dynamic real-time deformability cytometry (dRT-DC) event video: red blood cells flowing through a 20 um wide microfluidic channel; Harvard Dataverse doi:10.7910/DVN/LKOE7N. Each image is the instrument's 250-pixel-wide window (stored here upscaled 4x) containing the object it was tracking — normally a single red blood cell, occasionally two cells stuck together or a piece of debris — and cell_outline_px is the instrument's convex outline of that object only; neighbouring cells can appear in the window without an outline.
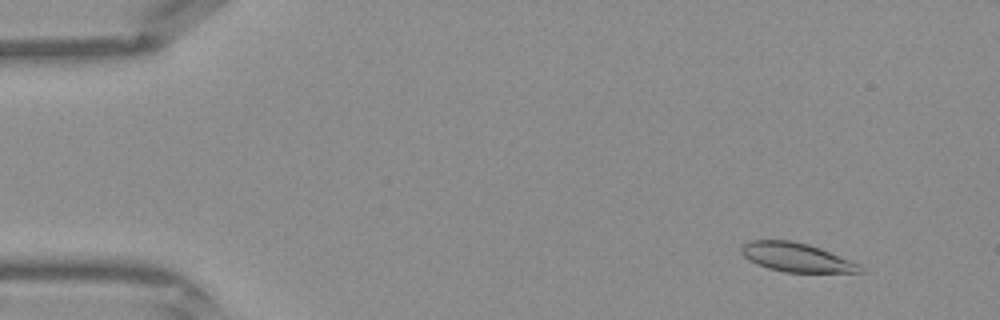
{"species": "Egyptian fruit bat (a non-hibernating species)", "species_latin": "Rousettus aegyptiacus", "temperature_condition": "warm", "stored_images_in_passage": 43, "segment_of_instrument_passage": [1, 2], "camera_frame_rate_fps": 3000, "um_per_image_px": 0.085, "frame": {"image": 1, "passage_image": 4, "time_ms": 1.0, "image_size_px": [1000, 320], "cell_outline_px": [[864, 272], [784, 272], [768, 268], [756, 264], [748, 260], [740, 252], [740, 244], [748, 240], [792, 240], [808, 244], [820, 248], [860, 264], [864, 268]], "centroid_in_image_um": [67.64, 21.86], "position_along_channel_um": 17.4, "area_um2": 20.17}}
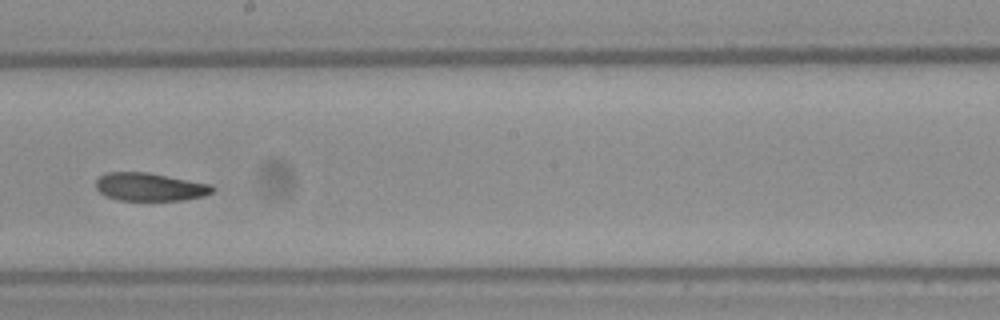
{"frame": {"image": 2, "passage_image": 24, "time_ms": 7.667, "image_size_px": [1000, 320], "cell_outline_px": [[216, 188], [212, 192], [204, 196], [184, 200], [120, 200], [104, 196], [96, 188], [96, 180], [100, 176], [108, 172], [148, 172], [212, 184]], "centroid_in_image_um": [12.76, 15.88], "position_along_channel_um": 235.4, "area_um2": 19.19}}
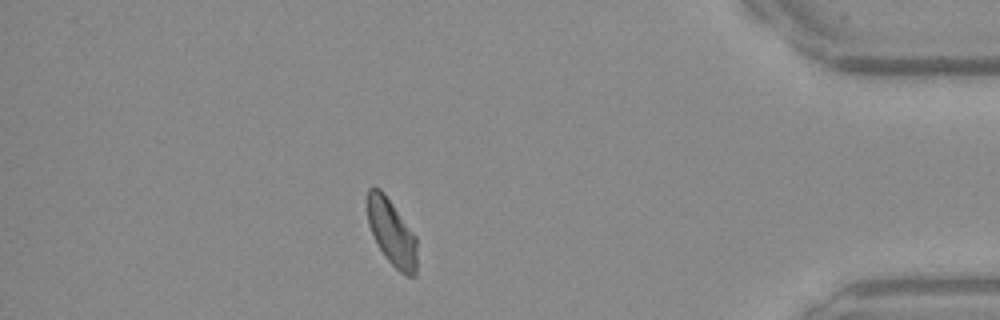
{"frame": {"image": 3, "passage_image": 37, "time_ms": 12.0, "image_size_px": [1000, 320], "cell_outline_px": [[416, 276], [404, 276], [384, 256], [368, 224], [368, 188], [372, 184], [380, 188], [384, 192], [416, 236]], "centroid_in_image_um": [33.3, 19.74], "position_along_channel_um": 401.9, "area_um2": 19.02}}